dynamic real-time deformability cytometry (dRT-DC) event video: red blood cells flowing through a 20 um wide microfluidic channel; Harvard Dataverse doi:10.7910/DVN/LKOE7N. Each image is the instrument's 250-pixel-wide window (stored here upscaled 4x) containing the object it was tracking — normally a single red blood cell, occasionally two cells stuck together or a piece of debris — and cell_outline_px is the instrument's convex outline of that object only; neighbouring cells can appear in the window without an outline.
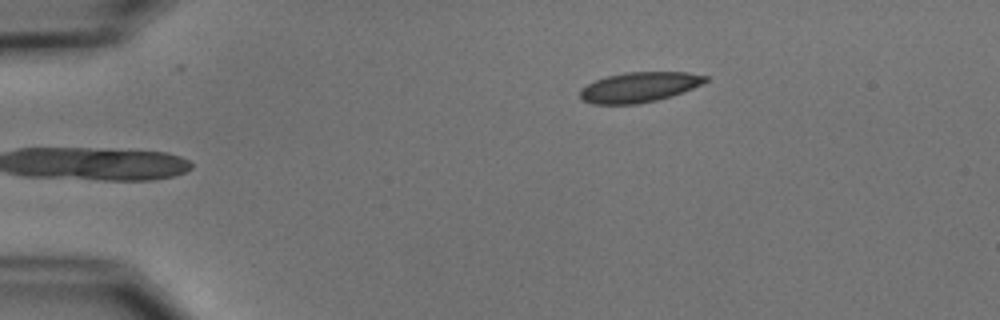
{"species": "common noctule bat (a hibernating species)", "species_latin": "Nyctalus noctula", "temperature_condition": "cold", "stored_images_in_passage": 7, "camera_frame_rate_fps": 3000, "um_per_image_px": 0.085, "animal": {"sex": "male", "body_mass_g": 15.6}, "frame": {"image": 1, "passage_image": 7, "time_ms": 7.333, "image_size_px": [1000, 320], "cell_outline_px": [[708, 80], [704, 84], [672, 96], [656, 100], [636, 104], [592, 104], [580, 100], [580, 88], [596, 80], [608, 76], [624, 72], [688, 72], [708, 76]], "centroid_in_image_um": [54.34, 7.41], "position_along_channel_um": 30.7, "area_um2": 22.14}}